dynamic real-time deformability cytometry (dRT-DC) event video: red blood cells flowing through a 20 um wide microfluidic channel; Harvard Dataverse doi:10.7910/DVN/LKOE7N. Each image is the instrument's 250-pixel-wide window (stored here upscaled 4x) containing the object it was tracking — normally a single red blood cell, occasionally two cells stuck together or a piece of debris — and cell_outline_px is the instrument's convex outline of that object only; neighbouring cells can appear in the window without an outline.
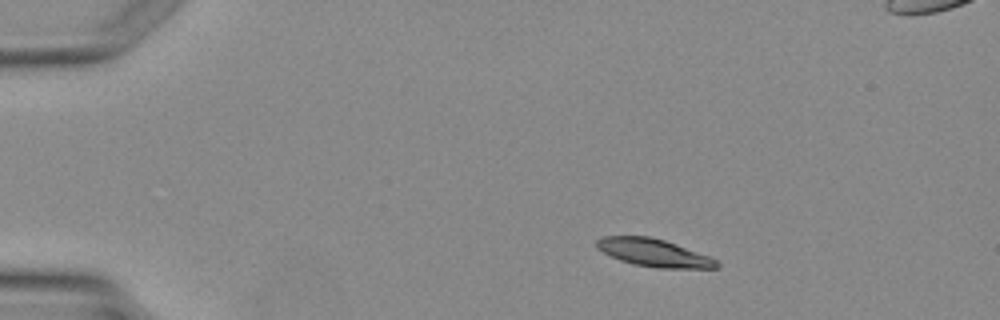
{"species": "Egyptian fruit bat (a non-hibernating species)", "species_latin": "Rousettus aegyptiacus", "temperature_condition": "warm", "stored_images_in_passage": 4, "camera_frame_rate_fps": 3000, "um_per_image_px": 0.085, "animal": {"sex": "female"}, "frame": {"image": 1, "passage_image": 2, "time_ms": 1.0, "image_size_px": [1000, 320], "cell_outline_px": [[720, 268], [660, 268], [632, 264], [620, 260], [596, 248], [596, 240], [604, 236], [648, 236], [664, 240], [712, 256], [720, 264]], "centroid_in_image_um": [55.62, 21.49], "position_along_channel_um": 29.4, "area_um2": 19.42}}